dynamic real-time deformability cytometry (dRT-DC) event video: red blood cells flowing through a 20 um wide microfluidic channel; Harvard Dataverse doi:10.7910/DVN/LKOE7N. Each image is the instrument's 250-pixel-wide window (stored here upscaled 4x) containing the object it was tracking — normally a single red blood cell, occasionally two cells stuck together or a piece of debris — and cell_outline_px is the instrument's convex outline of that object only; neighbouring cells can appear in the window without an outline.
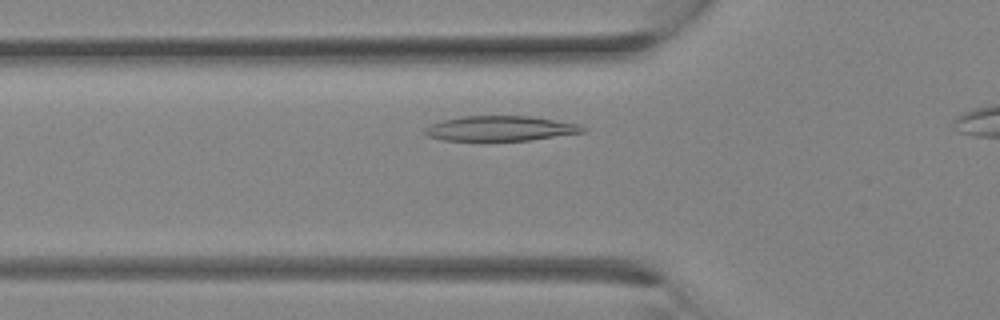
{"species": "Egyptian fruit bat (a non-hibernating species)", "species_latin": "Rousettus aegyptiacus", "temperature_condition": "room temperature", "stored_images_in_passage": 23, "camera_frame_rate_fps": 3000, "um_per_image_px": 0.085, "animal": {"sex": "female"}, "frame": {"image": 1, "passage_image": 7, "time_ms": 2.0, "image_size_px": [1000, 320], "cell_outline_px": [[588, 128], [584, 132], [532, 140], [444, 140], [428, 136], [424, 132], [424, 128], [432, 124], [444, 120], [460, 116], [532, 116], [580, 124]], "centroid_in_image_um": [42.58, 10.91], "position_along_channel_um": 83.2, "area_um2": 22.95}}
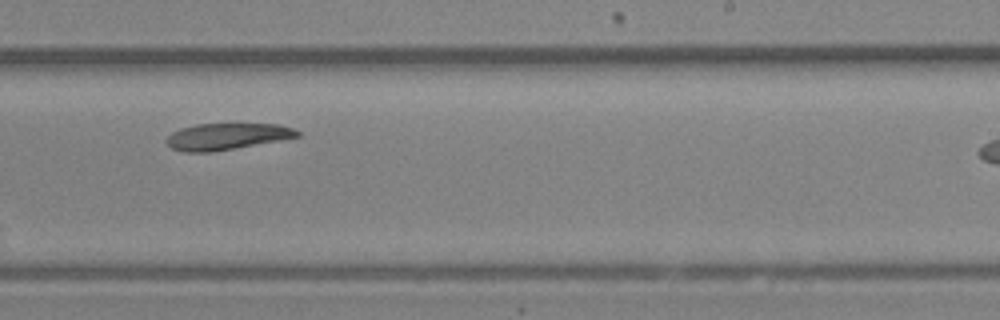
{"frame": {"image": 2, "passage_image": 16, "time_ms": 5.0, "image_size_px": [1000, 320], "cell_outline_px": [[300, 136], [232, 148], [208, 152], [184, 152], [172, 148], [164, 140], [172, 132], [180, 128], [196, 124], [276, 124], [292, 128], [300, 132]], "centroid_in_image_um": [19.21, 11.59], "position_along_channel_um": 269.8, "area_um2": 19.77}}
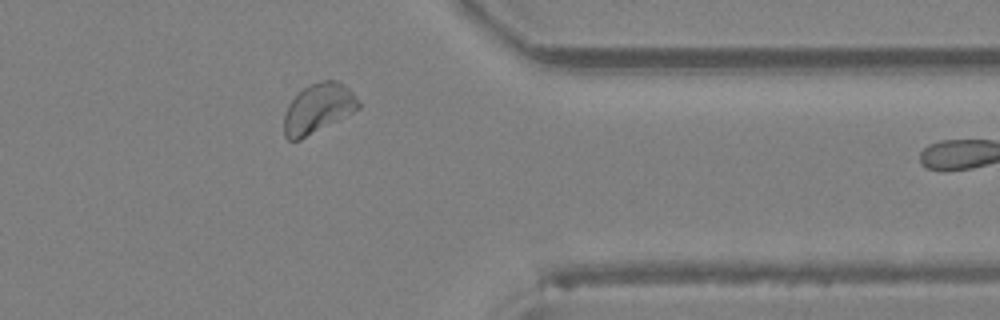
{"frame": {"image": 3, "passage_image": 22, "time_ms": 7.0, "image_size_px": [1000, 320], "cell_outline_px": [[360, 108], [300, 140], [288, 140], [284, 136], [284, 116], [288, 104], [308, 84], [324, 80], [336, 80], [344, 84], [356, 96], [360, 104]], "centroid_in_image_um": [27.03, 9.21], "position_along_channel_um": 384.4, "area_um2": 21.27}}